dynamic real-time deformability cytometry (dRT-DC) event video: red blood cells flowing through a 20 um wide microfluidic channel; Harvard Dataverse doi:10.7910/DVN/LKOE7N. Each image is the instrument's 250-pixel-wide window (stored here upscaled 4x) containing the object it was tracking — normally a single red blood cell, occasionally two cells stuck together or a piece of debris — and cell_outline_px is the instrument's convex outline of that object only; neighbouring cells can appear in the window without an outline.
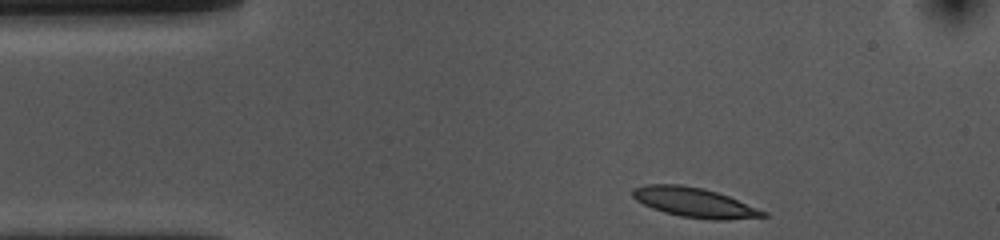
{"species": "common noctule bat (a hibernating species)", "species_latin": "Nyctalus noctula", "temperature_condition": "cold", "stored_images_in_passage": 36, "camera_frame_rate_fps": 3000, "um_per_image_px": 0.085, "animal": {"sex": "female", "body_mass_g": 10.0, "forearm_length_mm": 53.1}, "frame": {"image": 1, "passage_image": 1, "time_ms": 0.0, "image_size_px": [1000, 240], "cell_outline_px": [[768, 216], [728, 220], [712, 220], [680, 216], [664, 212], [652, 208], [636, 200], [632, 196], [632, 188], [648, 184], [680, 184], [704, 188], [728, 196], [768, 212]], "centroid_in_image_um": [59.03, 17.21], "position_along_channel_um": 26.0, "area_um2": 22.54}}
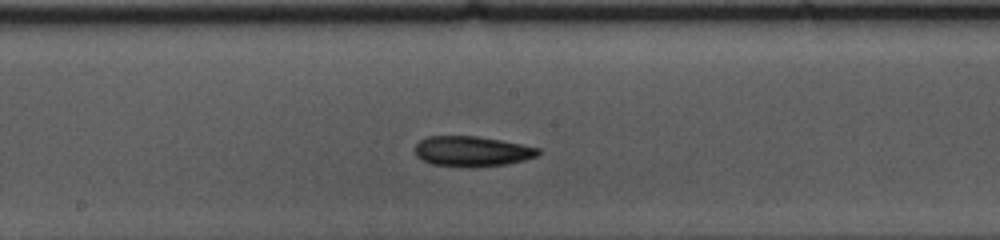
{"frame": {"image": 2, "passage_image": 20, "time_ms": 6.333, "image_size_px": [1000, 240], "cell_outline_px": [[540, 152], [536, 156], [524, 160], [504, 164], [472, 168], [468, 168], [432, 164], [416, 156], [416, 144], [420, 140], [428, 136], [476, 136], [500, 140], [540, 148]], "centroid_in_image_um": [40.11, 12.87], "position_along_channel_um": 208.1, "area_um2": 21.68}}
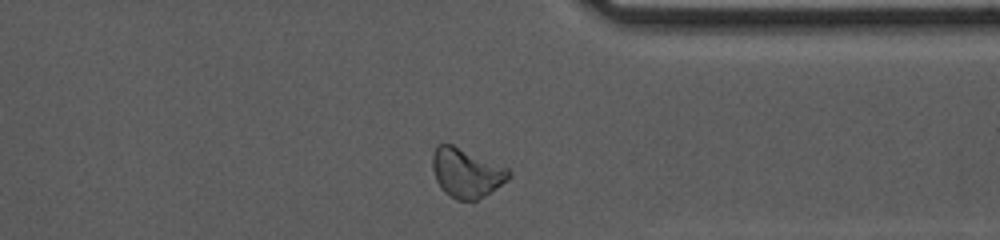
{"frame": {"image": 3, "passage_image": 34, "time_ms": 11.0, "image_size_px": [1000, 240], "cell_outline_px": [[512, 172], [496, 188], [472, 204], [456, 200], [444, 192], [440, 188], [436, 180], [432, 168], [432, 152], [436, 144], [452, 144], [508, 168]], "centroid_in_image_um": [39.59, 14.72], "position_along_channel_um": 371.8, "area_um2": 22.02}, "authors_computed_cell_mechanics": {"area_um2": 21.6461, "velocity_mm_per_s": 3.6339, "shape_relaxation_time_tau1_ms": 6.8588, "shape_relaxation_time_tau2_ms": null, "deformation_change_tau1": 0.1379, "deformation_change_tau2": null}}